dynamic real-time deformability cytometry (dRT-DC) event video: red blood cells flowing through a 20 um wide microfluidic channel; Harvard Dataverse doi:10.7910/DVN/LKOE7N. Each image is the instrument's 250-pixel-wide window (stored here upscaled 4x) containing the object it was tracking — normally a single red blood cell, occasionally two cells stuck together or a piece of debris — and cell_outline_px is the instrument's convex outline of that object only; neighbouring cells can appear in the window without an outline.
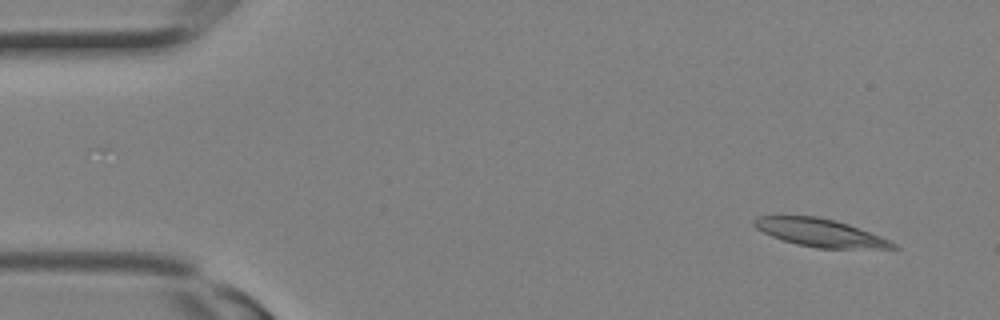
{"species": "Egyptian fruit bat (a non-hibernating species)", "species_latin": "Rousettus aegyptiacus", "temperature_condition": "room temperature", "stored_images_in_passage": 3, "camera_frame_rate_fps": 3000, "um_per_image_px": 0.085, "animal": {"sex": "female"}, "frame": {"image": 1, "passage_image": 1, "time_ms": 0.0, "image_size_px": [1000, 320], "cell_outline_px": [[900, 248], [816, 248], [796, 244], [772, 236], [756, 228], [752, 224], [752, 220], [756, 216], [816, 216], [836, 220], [848, 224], [880, 236], [896, 244]], "centroid_in_image_um": [69.67, 19.77], "position_along_channel_um": 15.3, "area_um2": 22.31}}